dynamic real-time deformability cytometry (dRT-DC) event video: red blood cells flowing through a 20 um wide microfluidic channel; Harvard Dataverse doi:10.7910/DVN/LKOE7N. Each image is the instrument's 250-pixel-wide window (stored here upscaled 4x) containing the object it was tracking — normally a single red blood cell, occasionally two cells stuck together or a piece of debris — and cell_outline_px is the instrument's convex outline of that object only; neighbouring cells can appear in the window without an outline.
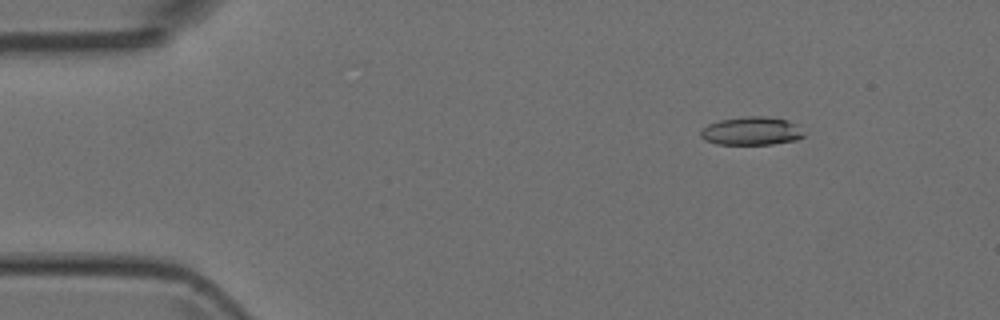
{"species": "Egyptian fruit bat (a non-hibernating species)", "species_latin": "Rousettus aegyptiacus", "temperature_condition": "room temperature", "stored_images_in_passage": 47, "camera_frame_rate_fps": 3000, "um_per_image_px": 0.085, "animal": {"sex": "female"}, "frame": {"image": 1, "passage_image": 2, "time_ms": 0.333, "image_size_px": [1000, 320], "cell_outline_px": [[804, 136], [796, 140], [772, 144], [716, 144], [704, 140], [700, 136], [700, 132], [708, 124], [720, 120], [744, 116], [764, 116], [788, 120], [796, 124]], "centroid_in_image_um": [63.85, 11.13], "position_along_channel_um": 21.2, "area_um2": 16.94}}
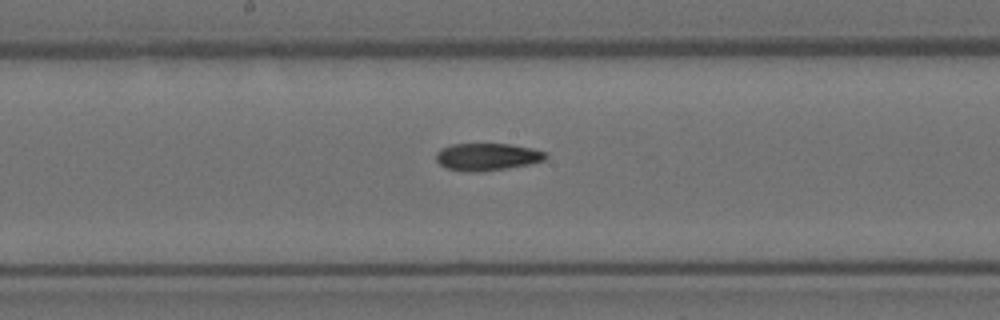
{"frame": {"image": 2, "passage_image": 22, "time_ms": 7.0, "image_size_px": [1000, 320], "cell_outline_px": [[548, 156], [544, 160], [528, 164], [480, 172], [472, 172], [448, 168], [440, 164], [436, 160], [436, 152], [440, 148], [452, 144], [508, 144], [532, 148], [548, 152]], "centroid_in_image_um": [41.41, 13.31], "position_along_channel_um": 206.8, "area_um2": 17.34}}
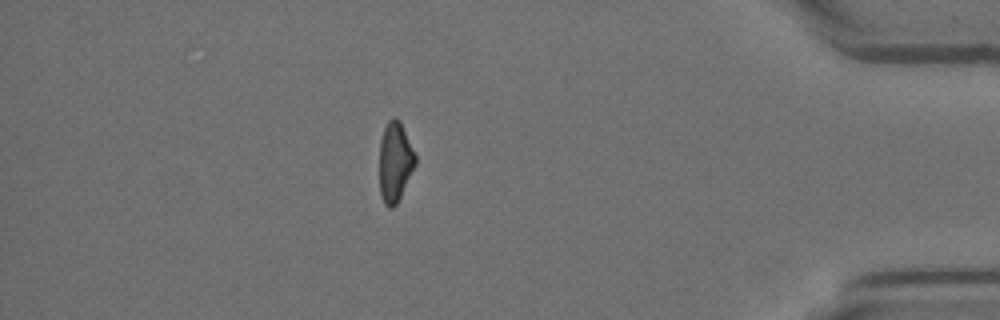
{"frame": {"image": 3, "passage_image": 40, "time_ms": 13.0, "image_size_px": [1000, 320], "cell_outline_px": [[416, 164], [396, 204], [392, 208], [388, 208], [384, 204], [380, 196], [380, 140], [384, 128], [388, 120], [392, 116], [396, 116], [400, 120], [416, 156]], "centroid_in_image_um": [33.57, 13.74], "position_along_channel_um": 401.6, "area_um2": 16.7}}